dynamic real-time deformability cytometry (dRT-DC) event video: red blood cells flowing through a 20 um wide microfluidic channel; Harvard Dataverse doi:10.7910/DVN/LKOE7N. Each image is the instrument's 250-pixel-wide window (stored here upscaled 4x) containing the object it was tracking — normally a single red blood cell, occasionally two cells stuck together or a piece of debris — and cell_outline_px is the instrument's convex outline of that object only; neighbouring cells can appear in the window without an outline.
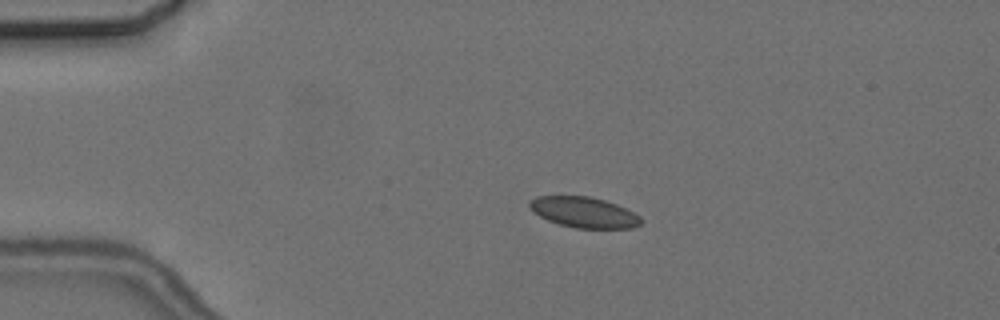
{"species": "common noctule bat (a hibernating species)", "species_latin": "Nyctalus noctula", "temperature_condition": "cold", "stored_images_in_passage": 6, "camera_frame_rate_fps": 3000, "um_per_image_px": 0.085, "animal": {"sex": "female", "body_mass_g": 24.6, "forearm_length_mm": 56.2}, "frame": {"image": 1, "passage_image": 1, "time_ms": 0.0, "image_size_px": [1000, 320], "cell_outline_px": [[644, 220], [640, 224], [632, 228], [576, 228], [560, 224], [548, 220], [532, 212], [528, 204], [528, 200], [536, 196], [588, 196], [604, 200], [616, 204], [640, 216]], "centroid_in_image_um": [49.61, 18.04], "position_along_channel_um": 35.4, "area_um2": 19.88}}
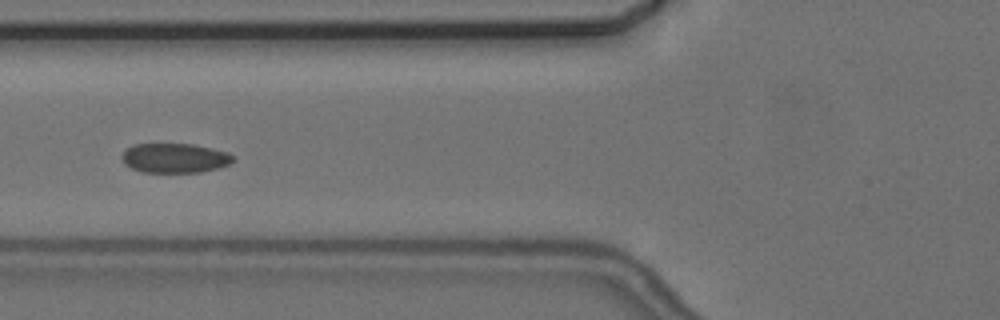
{"frame": {"image": 2, "passage_image": 4, "time_ms": 3.333, "image_size_px": [1000, 320], "cell_outline_px": [[236, 160], [228, 164], [216, 168], [200, 172], [144, 172], [132, 168], [124, 164], [120, 156], [124, 148], [132, 144], [192, 144], [212, 148], [228, 152], [236, 156]], "centroid_in_image_um": [14.83, 13.42], "position_along_channel_um": 111.0, "area_um2": 19.36}}
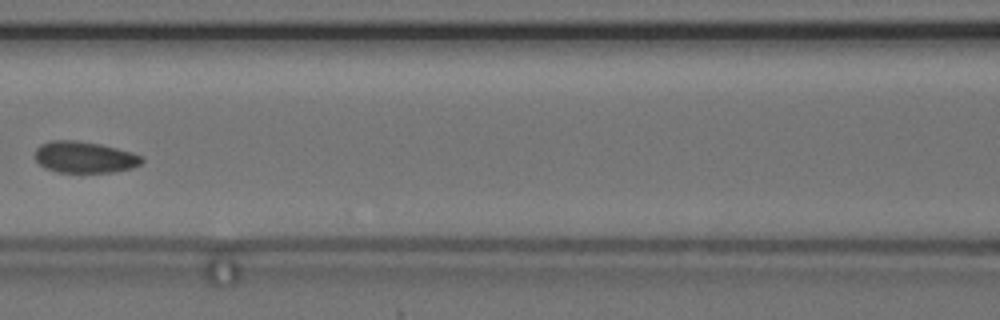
{"frame": {"image": 3, "passage_image": 5, "time_ms": 4.667, "image_size_px": [1000, 320], "cell_outline_px": [[144, 160], [140, 164], [132, 168], [112, 172], [56, 172], [44, 168], [36, 160], [36, 148], [40, 144], [52, 140], [76, 140], [100, 144], [132, 152], [144, 156]], "centroid_in_image_um": [7.19, 13.36], "position_along_channel_um": 159.4, "area_um2": 19.65}}